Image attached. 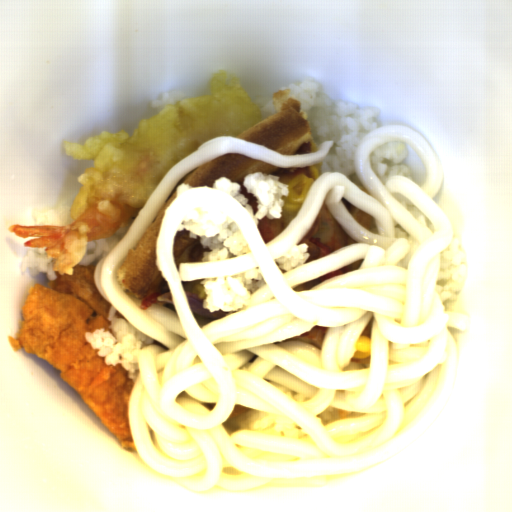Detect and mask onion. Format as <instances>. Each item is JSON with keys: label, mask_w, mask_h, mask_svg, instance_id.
Listing matches in <instances>:
<instances>
[{"label": "onion", "mask_w": 512, "mask_h": 512, "mask_svg": "<svg viewBox=\"0 0 512 512\" xmlns=\"http://www.w3.org/2000/svg\"><path fill=\"white\" fill-rule=\"evenodd\" d=\"M186 302L192 313L213 320L214 322L231 314L228 311H208L204 308L202 297H195L184 292Z\"/></svg>", "instance_id": "06740285"}, {"label": "onion", "mask_w": 512, "mask_h": 512, "mask_svg": "<svg viewBox=\"0 0 512 512\" xmlns=\"http://www.w3.org/2000/svg\"><path fill=\"white\" fill-rule=\"evenodd\" d=\"M156 303H160V304L166 306L167 308L176 312L171 292L168 294H165V295L154 297L147 301H139V306H140L141 311L144 312V311L150 309Z\"/></svg>", "instance_id": "6bf65262"}]
</instances>
